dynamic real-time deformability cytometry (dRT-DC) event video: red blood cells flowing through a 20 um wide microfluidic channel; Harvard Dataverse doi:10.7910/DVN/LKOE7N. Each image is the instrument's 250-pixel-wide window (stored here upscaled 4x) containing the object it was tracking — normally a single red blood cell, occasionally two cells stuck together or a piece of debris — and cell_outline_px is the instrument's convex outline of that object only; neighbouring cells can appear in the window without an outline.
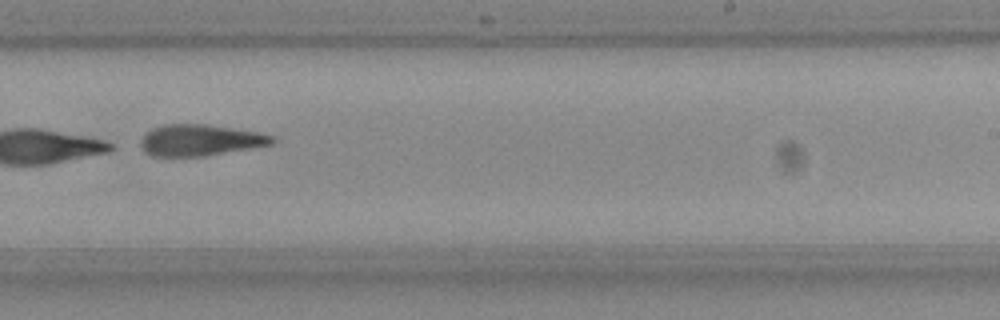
{"species": "Egyptian fruit bat (a non-hibernating species)", "species_latin": "Rousettus aegyptiacus", "temperature_condition": "room temperature", "stored_images_in_passage": 9, "camera_frame_rate_fps": 3000, "um_per_image_px": 0.085, "frame": {"image": 1, "passage_image": 9, "time_ms": 2.667, "image_size_px": [1000, 320], "cell_outline_px": [[276, 144], [204, 156], [152, 156], [144, 152], [140, 144], [140, 140], [152, 128], [164, 124], [204, 124], [236, 128], [256, 132], [272, 136], [276, 140]], "centroid_in_image_um": [17.03, 11.91], "position_along_channel_um": 272.0, "area_um2": 24.04}}